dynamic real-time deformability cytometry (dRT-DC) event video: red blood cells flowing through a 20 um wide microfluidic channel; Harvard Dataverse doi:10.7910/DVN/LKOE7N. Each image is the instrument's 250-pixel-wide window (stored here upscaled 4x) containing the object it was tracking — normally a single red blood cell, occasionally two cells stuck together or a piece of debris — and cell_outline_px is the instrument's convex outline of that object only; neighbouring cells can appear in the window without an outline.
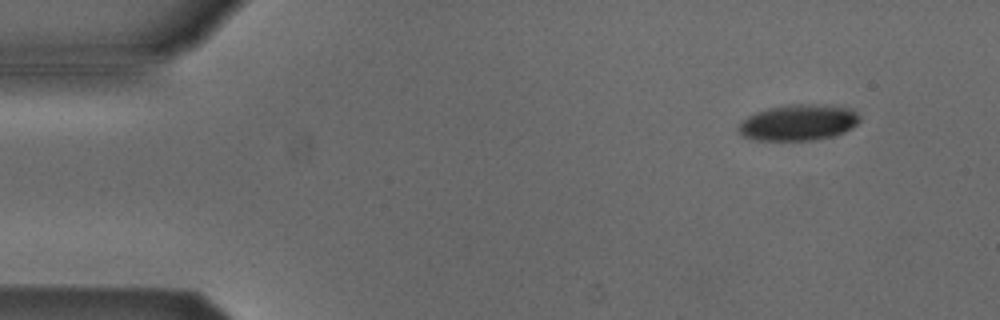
{"species": "Egyptian fruit bat (a non-hibernating species)", "species_latin": "Rousettus aegyptiacus", "temperature_condition": "cold", "stored_images_in_passage": 6, "camera_frame_rate_fps": 3000, "um_per_image_px": 0.085, "animal": {"sex": "male"}, "frame": {"image": 1, "passage_image": 1, "time_ms": 0.0, "image_size_px": [1000, 320], "cell_outline_px": [[860, 120], [852, 128], [836, 136], [816, 140], [748, 140], [736, 132], [736, 128], [748, 116], [756, 112], [768, 108], [792, 104], [824, 104], [852, 108], [860, 116]], "centroid_in_image_um": [67.86, 10.42], "position_along_channel_um": 17.1, "area_um2": 25.89}}
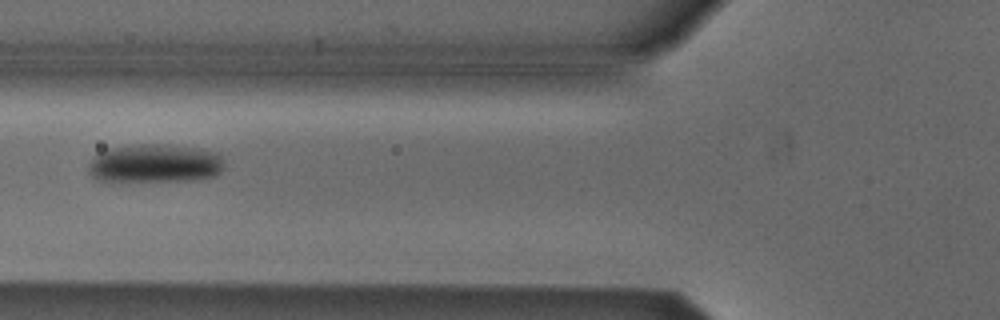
{"frame": {"image": 2, "passage_image": 5, "time_ms": 5.0, "image_size_px": [1000, 320], "cell_outline_px": [[224, 168], [216, 176], [200, 180], [96, 180], [88, 172], [88, 164], [92, 156], [108, 148], [140, 144], [164, 144], [196, 148], [220, 152], [224, 160]], "centroid_in_image_um": [13.21, 13.88], "position_along_channel_um": 112.6, "area_um2": 30.75}}
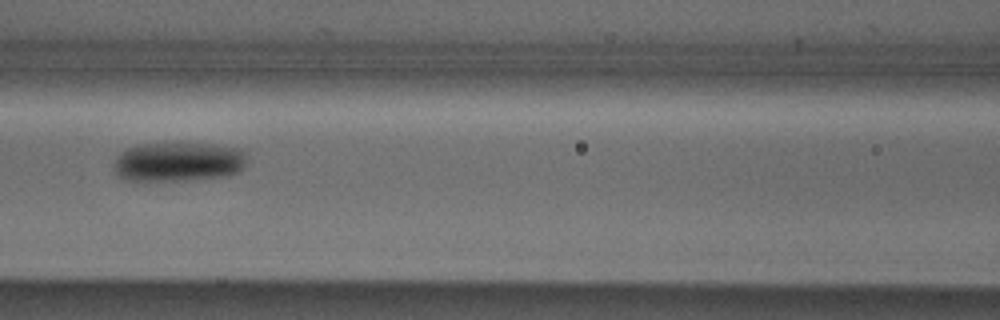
{"frame": {"image": 3, "passage_image": 6, "time_ms": 6.0, "image_size_px": [1000, 320], "cell_outline_px": [[248, 160], [244, 168], [228, 176], [184, 180], [128, 180], [120, 176], [116, 172], [116, 156], [120, 152], [136, 144], [164, 140], [216, 144], [240, 148], [248, 152]], "centroid_in_image_um": [15.23, 13.68], "position_along_channel_um": 151.4, "area_um2": 31.73}}